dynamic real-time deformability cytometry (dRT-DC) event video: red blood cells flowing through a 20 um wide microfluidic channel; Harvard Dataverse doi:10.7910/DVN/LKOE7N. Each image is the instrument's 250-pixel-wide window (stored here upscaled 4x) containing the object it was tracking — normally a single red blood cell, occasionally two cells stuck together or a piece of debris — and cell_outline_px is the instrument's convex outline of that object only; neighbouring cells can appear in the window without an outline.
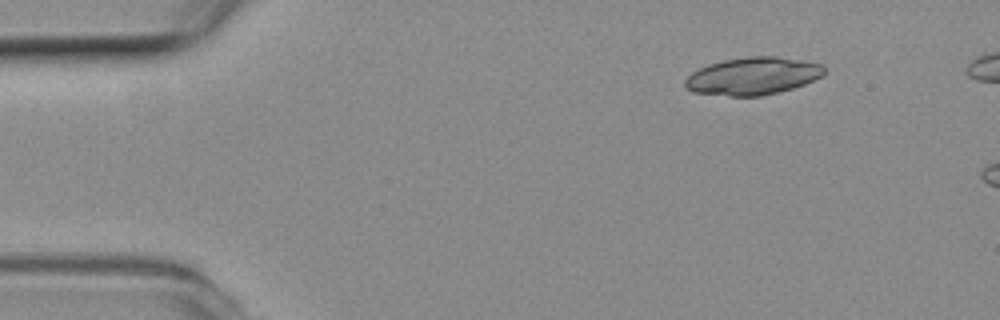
{"species": "common noctule bat (a hibernating species)", "species_latin": "Nyctalus noctula", "temperature_condition": "room temperature", "stored_images_in_passage": 10, "camera_frame_rate_fps": 3000, "um_per_image_px": 0.085, "animal": {"sex": "female", "body_mass_g": 19.3, "forearm_length_mm": 54.1}, "frame": {"image": 1, "passage_image": 1, "time_ms": 0.0, "image_size_px": [1000, 320], "cell_outline_px": [[824, 72], [820, 76], [804, 84], [792, 88], [760, 96], [728, 96], [692, 92], [684, 88], [684, 80], [692, 72], [708, 64], [724, 60], [748, 56], [776, 56], [800, 60], [820, 64], [824, 68]], "centroid_in_image_um": [63.92, 6.47], "position_along_channel_um": 21.1, "area_um2": 30.23}}